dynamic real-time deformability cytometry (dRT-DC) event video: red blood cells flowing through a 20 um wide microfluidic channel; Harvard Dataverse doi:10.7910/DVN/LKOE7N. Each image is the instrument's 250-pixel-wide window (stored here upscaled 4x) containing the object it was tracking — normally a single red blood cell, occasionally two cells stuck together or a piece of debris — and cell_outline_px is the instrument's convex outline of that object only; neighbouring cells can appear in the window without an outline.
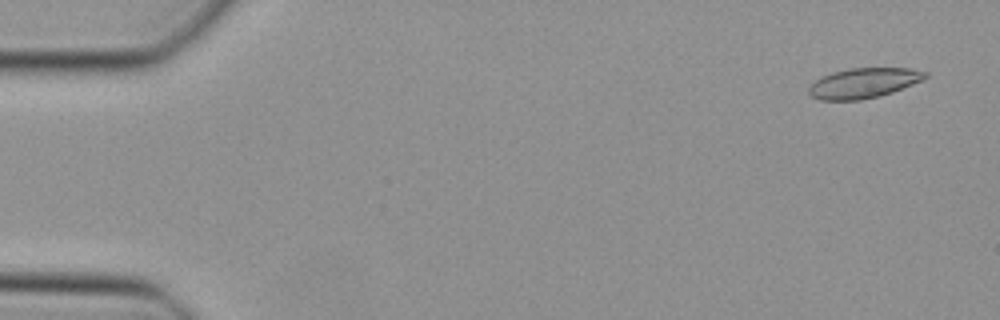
{"species": "Egyptian fruit bat (a non-hibernating species)", "species_latin": "Rousettus aegyptiacus", "temperature_condition": "cold", "stored_images_in_passage": 49, "camera_frame_rate_fps": 3000, "um_per_image_px": 0.085, "animal": {"sex": "female"}, "frame": {"image": 1, "passage_image": 3, "time_ms": 0.667, "image_size_px": [1000, 320], "cell_outline_px": [[928, 76], [920, 80], [892, 92], [880, 96], [860, 100], [820, 100], [812, 96], [808, 92], [808, 88], [816, 80], [832, 72], [848, 68], [912, 68], [928, 72]], "centroid_in_image_um": [73.4, 7.05], "position_along_channel_um": 11.6, "area_um2": 20.23}}
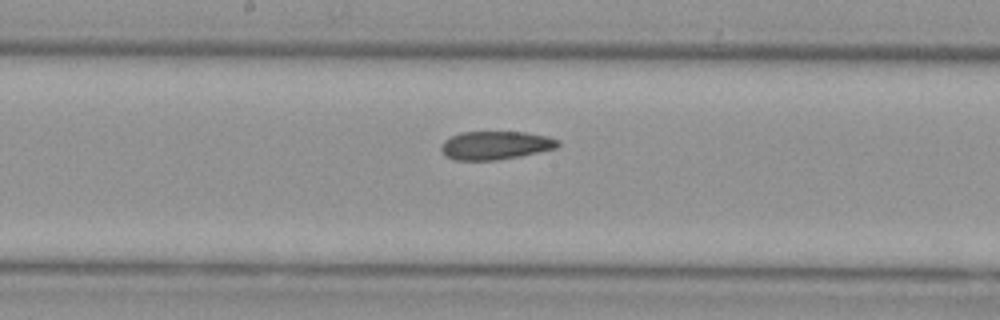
{"frame": {"image": 2, "passage_image": 26, "time_ms": 8.333, "image_size_px": [1000, 320], "cell_outline_px": [[560, 144], [556, 148], [520, 156], [496, 160], [452, 160], [444, 156], [440, 148], [440, 144], [444, 140], [460, 132], [524, 132], [548, 136], [560, 140]], "centroid_in_image_um": [42.08, 12.35], "position_along_channel_um": 206.1, "area_um2": 19.48}}
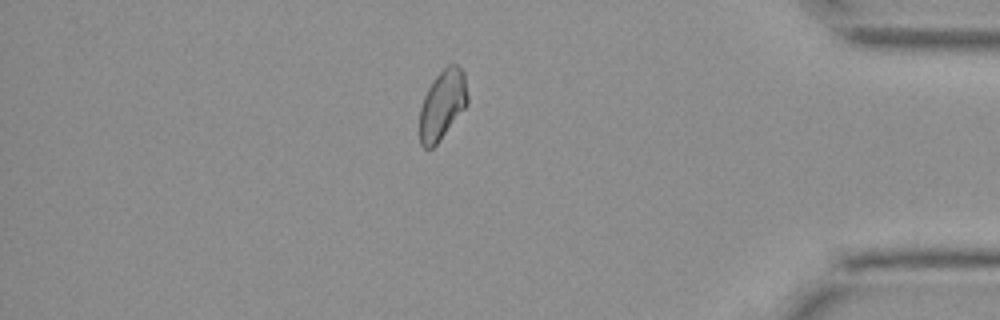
{"frame": {"image": 3, "passage_image": 42, "time_ms": 13.667, "image_size_px": [1000, 320], "cell_outline_px": [[468, 104], [440, 140], [432, 148], [424, 148], [420, 144], [420, 108], [424, 96], [428, 88], [436, 76], [448, 64], [456, 64], [464, 72], [468, 96]], "centroid_in_image_um": [37.61, 8.9], "position_along_channel_um": 397.6, "area_um2": 19.31}}